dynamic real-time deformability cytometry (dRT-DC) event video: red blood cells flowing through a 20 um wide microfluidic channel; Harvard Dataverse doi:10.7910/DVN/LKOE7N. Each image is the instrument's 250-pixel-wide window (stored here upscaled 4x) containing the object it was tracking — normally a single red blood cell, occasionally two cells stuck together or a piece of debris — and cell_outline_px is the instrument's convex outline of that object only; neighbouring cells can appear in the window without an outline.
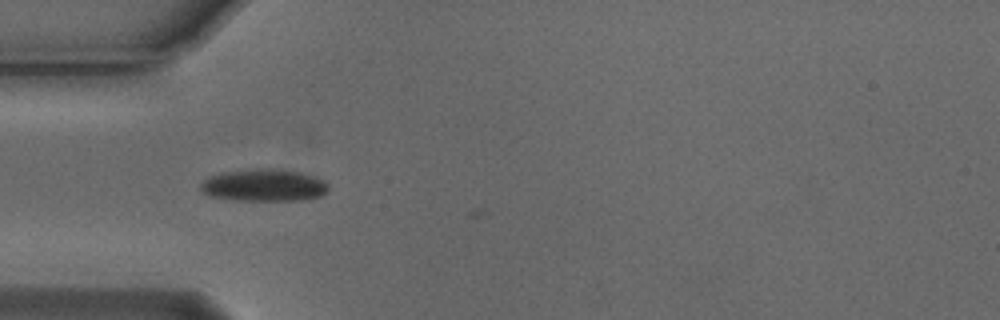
{"species": "Egyptian fruit bat (a non-hibernating species)", "species_latin": "Rousettus aegyptiacus", "temperature_condition": "cold", "stored_images_in_passage": 2, "camera_frame_rate_fps": 3000, "um_per_image_px": 0.085, "animal": {"sex": "male"}, "frame": {"image": 1, "passage_image": 1, "time_ms": 0.0, "image_size_px": [1000, 320], "cell_outline_px": [[328, 188], [320, 196], [300, 200], [232, 200], [208, 196], [200, 188], [200, 184], [204, 180], [220, 172], [256, 168], [268, 168], [296, 172], [312, 176], [324, 180], [328, 184]], "centroid_in_image_um": [22.38, 15.75], "position_along_channel_um": 62.6, "area_um2": 23.81}}